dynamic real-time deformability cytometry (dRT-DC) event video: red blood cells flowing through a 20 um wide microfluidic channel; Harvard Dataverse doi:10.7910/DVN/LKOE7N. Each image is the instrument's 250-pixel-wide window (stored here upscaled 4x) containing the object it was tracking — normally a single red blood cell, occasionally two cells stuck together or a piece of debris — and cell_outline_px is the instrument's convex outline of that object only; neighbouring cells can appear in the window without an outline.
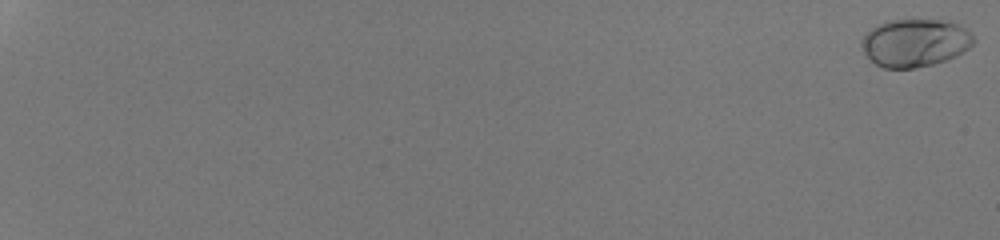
{"species": "human", "species_latin": "Homo sapiens", "temperature_condition": "room temperature", "stored_images_in_passage": 55, "camera_frame_rate_fps": 3000, "um_per_image_px": 0.085, "donor": {"sex": "male"}, "frame": {"image": 1, "passage_image": 1, "time_ms": 0.0, "image_size_px": [1000, 240], "cell_outline_px": [[976, 40], [968, 48], [956, 56], [932, 64], [916, 68], [884, 68], [868, 60], [860, 44], [860, 40], [872, 28], [888, 20], [940, 20], [956, 24], [964, 28]], "centroid_in_image_um": [77.73, 3.65], "position_along_channel_um": 7.3, "area_um2": 30.98}}
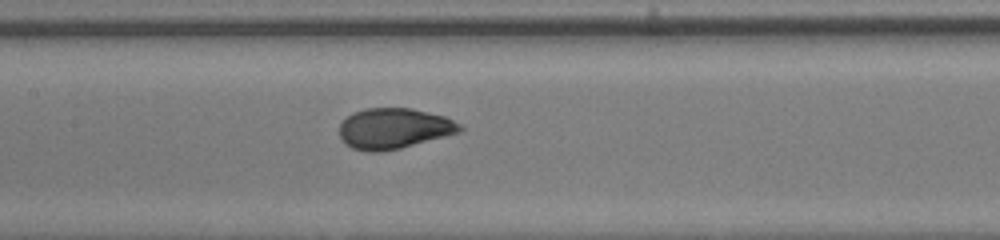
{"frame": {"image": 2, "passage_image": 33, "time_ms": 10.667, "image_size_px": [1000, 240], "cell_outline_px": [[464, 128], [460, 132], [400, 148], [384, 152], [368, 152], [352, 148], [344, 144], [340, 136], [340, 124], [352, 112], [364, 108], [412, 108], [444, 116], [460, 124]], "centroid_in_image_um": [33.46, 10.92], "position_along_channel_um": 173.9, "area_um2": 28.55}}
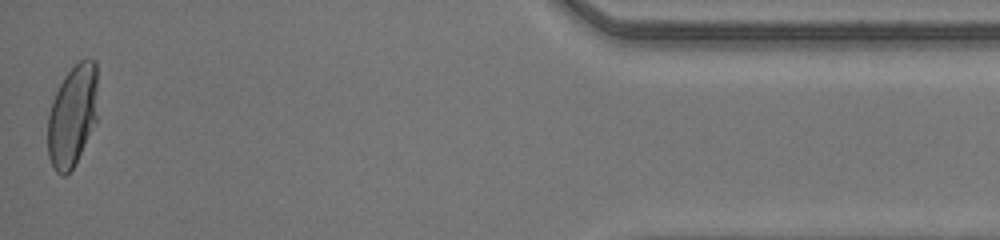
{"frame": {"image": 3, "passage_image": 55, "time_ms": 18.0, "image_size_px": [1000, 240], "cell_outline_px": [[96, 124], [72, 168], [64, 176], [60, 176], [52, 168], [48, 156], [48, 116], [52, 100], [64, 76], [80, 60], [88, 56], [96, 60]], "centroid_in_image_um": [6.15, 9.83], "position_along_channel_um": 429.1, "area_um2": 29.65}, "authors_computed_cell_mechanics": {"area_um2": 28.7266, "velocity_mm_per_s": 4.2493, "shape_relaxation_time_tau1_ms": 3.1598, "shape_relaxation_time_tau2_ms": null, "deformation_change_tau1": 0.1647, "deformation_change_tau2": null}}